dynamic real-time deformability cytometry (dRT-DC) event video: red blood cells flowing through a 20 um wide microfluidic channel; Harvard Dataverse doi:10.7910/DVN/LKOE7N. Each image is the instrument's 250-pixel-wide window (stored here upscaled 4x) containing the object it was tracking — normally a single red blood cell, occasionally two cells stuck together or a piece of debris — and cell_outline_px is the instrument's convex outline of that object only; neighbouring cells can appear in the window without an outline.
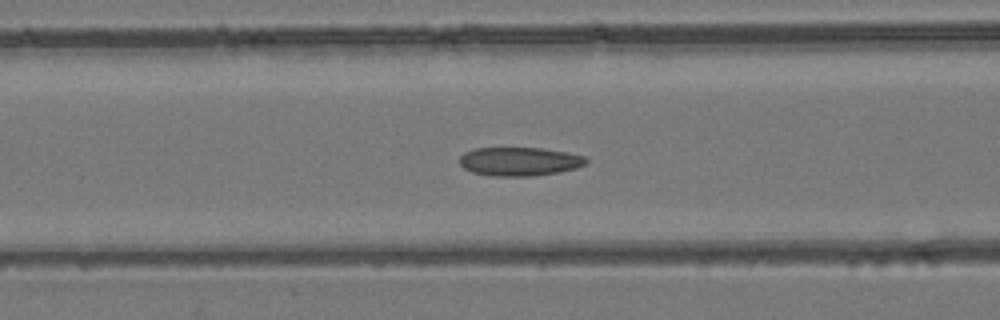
{"species": "common noctule bat (a hibernating species)", "species_latin": "Nyctalus noctula", "temperature_condition": "room temperature", "stored_images_in_passage": 46, "camera_frame_rate_fps": 3000, "um_per_image_px": 0.085, "animal": {"sex": "female", "body_mass_g": 24.6, "forearm_length_mm": 56.2}, "frame": {"image": 1, "passage_image": 14, "time_ms": 4.333, "image_size_px": [1000, 320], "cell_outline_px": [[588, 164], [576, 168], [556, 172], [532, 176], [492, 176], [472, 172], [464, 168], [460, 164], [460, 156], [464, 152], [476, 148], [544, 148], [568, 152], [584, 156], [588, 160]], "centroid_in_image_um": [44.17, 13.72], "position_along_channel_um": 122.4, "area_um2": 21.21}}
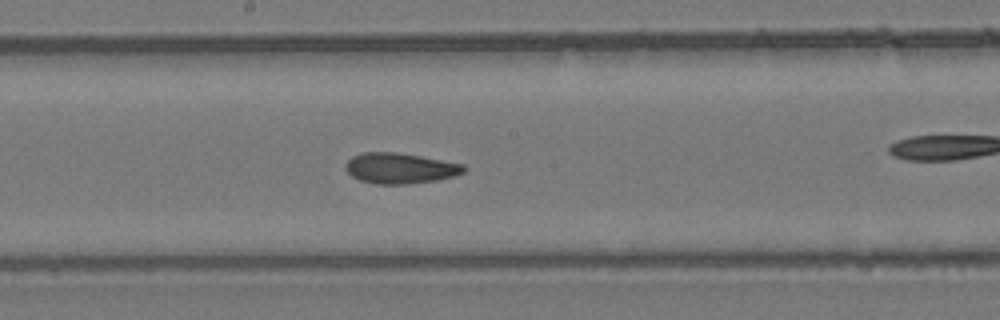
{"frame": {"image": 2, "passage_image": 21, "time_ms": 6.667, "image_size_px": [1000, 320], "cell_outline_px": [[468, 168], [464, 172], [452, 176], [436, 180], [408, 184], [376, 184], [360, 180], [352, 176], [344, 168], [344, 164], [352, 156], [364, 152], [396, 152], [420, 156], [464, 164]], "centroid_in_image_um": [33.99, 14.29], "position_along_channel_um": 214.2, "area_um2": 21.1}}
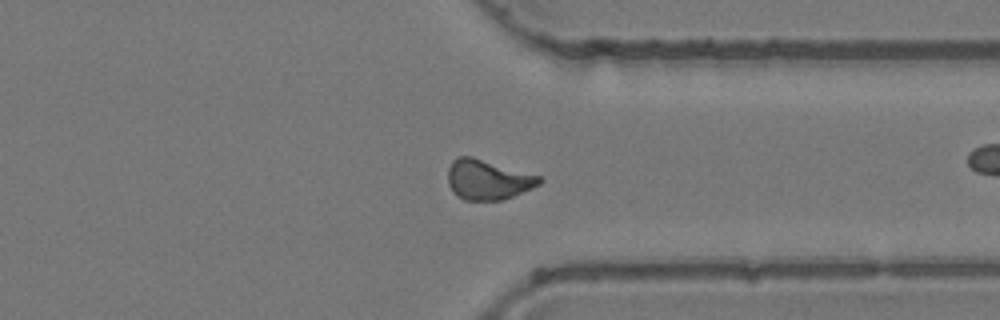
{"frame": {"image": 3, "passage_image": 33, "time_ms": 10.667, "image_size_px": [1000, 320], "cell_outline_px": [[544, 180], [540, 184], [532, 188], [512, 196], [500, 200], [464, 200], [456, 196], [452, 192], [448, 184], [448, 168], [452, 160], [456, 156], [472, 156], [540, 176]], "centroid_in_image_um": [41.43, 15.26], "position_along_channel_um": 370.0, "area_um2": 21.39}, "authors_computed_cell_mechanics": {"area_um2": 20.9814, "velocity_mm_per_s": 3.927, "shape_relaxation_time_tau1_ms": null, "shape_relaxation_time_tau2_ms": 3.1209, "deformation_change_tau1": null, "deformation_change_tau2": 0.093}}